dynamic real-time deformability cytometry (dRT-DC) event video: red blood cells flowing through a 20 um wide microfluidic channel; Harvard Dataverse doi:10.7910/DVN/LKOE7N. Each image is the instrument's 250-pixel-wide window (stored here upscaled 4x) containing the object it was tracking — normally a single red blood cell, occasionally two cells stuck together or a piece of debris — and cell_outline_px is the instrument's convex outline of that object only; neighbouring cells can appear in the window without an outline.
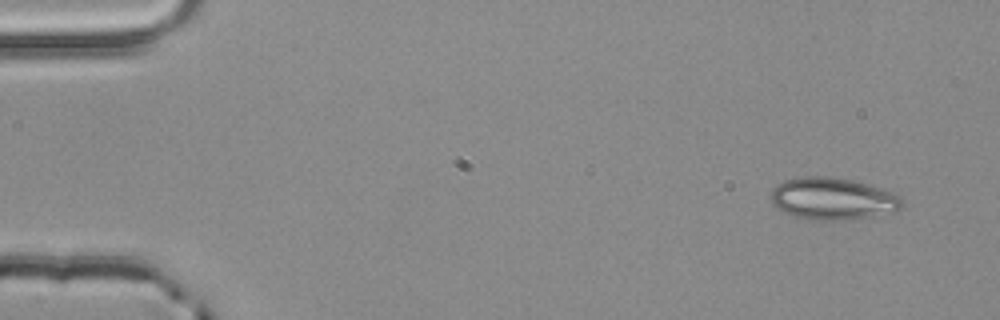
{"species": "common noctule bat (a hibernating species)", "species_latin": "Nyctalus noctula", "temperature_condition": "room temperature", "stored_images_in_passage": 5, "camera_frame_rate_fps": 3000, "um_per_image_px": 0.085, "animal": {"sex": "male", "body_mass_g": 20.4}, "frame": {"image": 1, "passage_image": 1, "time_ms": 0.0, "image_size_px": [1000, 320], "cell_outline_px": [[904, 204], [896, 212], [848, 220], [812, 220], [796, 216], [784, 212], [776, 208], [772, 204], [772, 188], [776, 184], [784, 180], [804, 176], [828, 176], [852, 180], [884, 188], [896, 192], [900, 196]], "centroid_in_image_um": [70.82, 16.88], "position_along_channel_um": 14.2, "area_um2": 32.6}}
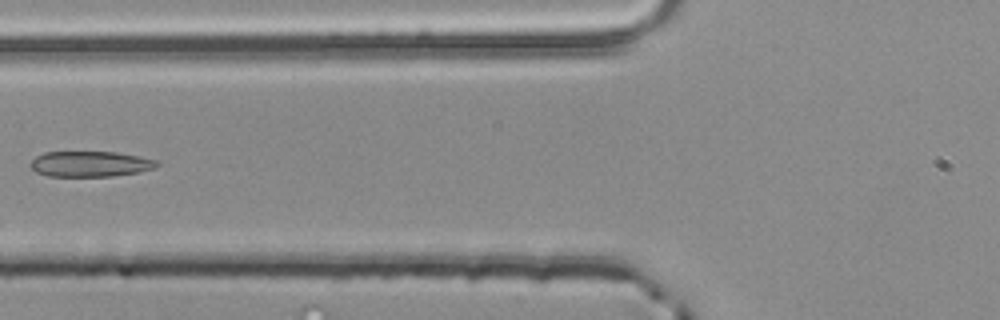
{"frame": {"image": 2, "passage_image": 5, "time_ms": 1.333, "image_size_px": [1000, 320], "cell_outline_px": [[160, 164], [156, 168], [140, 172], [112, 176], [48, 176], [36, 172], [28, 164], [36, 156], [44, 152], [116, 152], [140, 156], [156, 160]], "centroid_in_image_um": [7.69, 13.93], "position_along_channel_um": 118.1, "area_um2": 18.96}}